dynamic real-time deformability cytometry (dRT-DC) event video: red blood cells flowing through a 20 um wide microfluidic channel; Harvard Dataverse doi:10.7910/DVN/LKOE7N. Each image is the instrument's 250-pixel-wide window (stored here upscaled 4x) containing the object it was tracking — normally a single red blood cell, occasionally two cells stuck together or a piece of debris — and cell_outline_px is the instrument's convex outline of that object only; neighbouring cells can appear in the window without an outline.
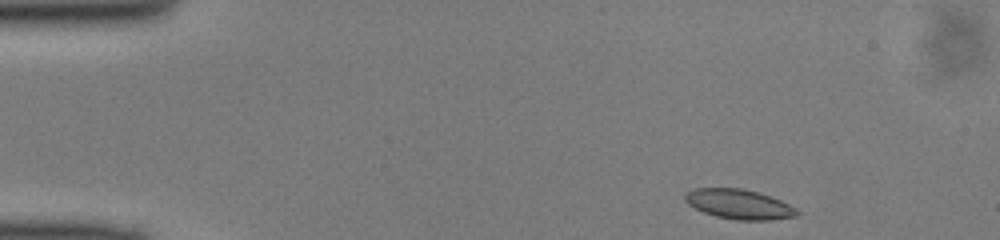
{"species": "common noctule bat (a hibernating species)", "species_latin": "Nyctalus noctula", "temperature_condition": "cold", "stored_images_in_passage": 44, "camera_frame_rate_fps": 3000, "um_per_image_px": 0.085, "animal": {"sex": "male", "body_mass_g": 13.0, "forearm_length_mm": 53.1}, "frame": {"image": 1, "passage_image": 1, "time_ms": 0.0, "image_size_px": [1000, 240], "cell_outline_px": [[800, 212], [796, 216], [772, 220], [736, 220], [716, 216], [704, 212], [688, 204], [684, 200], [684, 196], [688, 192], [696, 188], [740, 188], [760, 192], [780, 200], [796, 208]], "centroid_in_image_um": [62.84, 17.36], "position_along_channel_um": 22.2, "area_um2": 19.36}}
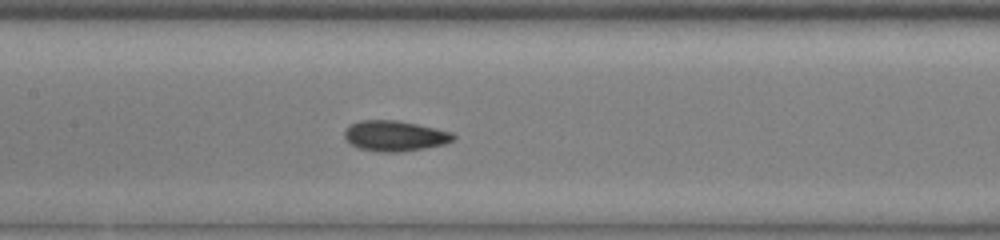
{"frame": {"image": 2, "passage_image": 18, "time_ms": 5.667, "image_size_px": [1000, 240], "cell_outline_px": [[456, 136], [452, 140], [444, 144], [424, 148], [400, 152], [376, 152], [360, 148], [352, 144], [344, 136], [344, 132], [352, 124], [360, 120], [396, 120], [436, 128], [452, 132]], "centroid_in_image_um": [33.57, 11.55], "position_along_channel_um": 173.8, "area_um2": 19.13}}
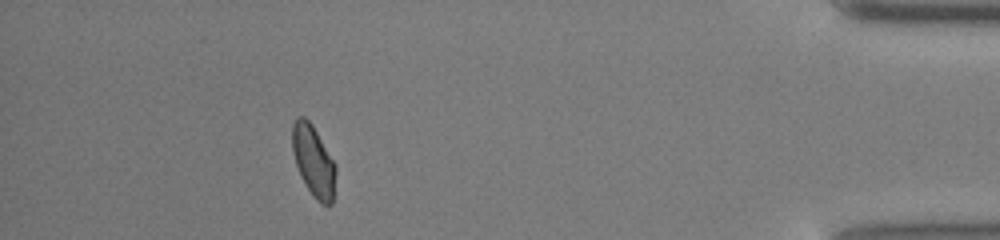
{"frame": {"image": 3, "passage_image": 39, "time_ms": 12.667, "image_size_px": [1000, 240], "cell_outline_px": [[336, 172], [332, 204], [320, 204], [316, 200], [300, 176], [296, 164], [292, 148], [292, 124], [296, 116], [304, 116], [312, 124], [336, 164]], "centroid_in_image_um": [26.64, 13.66], "position_along_channel_um": 408.6, "area_um2": 18.03}}